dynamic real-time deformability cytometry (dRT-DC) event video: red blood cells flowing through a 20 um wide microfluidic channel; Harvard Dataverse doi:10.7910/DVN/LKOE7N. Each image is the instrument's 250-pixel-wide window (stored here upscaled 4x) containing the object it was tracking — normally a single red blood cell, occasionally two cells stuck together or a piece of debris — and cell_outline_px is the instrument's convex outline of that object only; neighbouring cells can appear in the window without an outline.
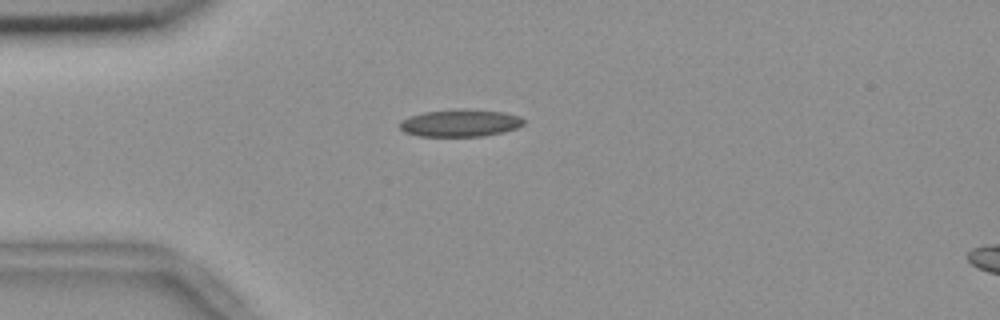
{"species": "common noctule bat (a hibernating species)", "species_latin": "Nyctalus noctula", "temperature_condition": "room temperature", "stored_images_in_passage": 5, "camera_frame_rate_fps": 3000, "um_per_image_px": 0.085, "animal": {"sex": "female", "body_mass_g": 18.4}, "frame": {"image": 1, "passage_image": 1, "time_ms": 0.0, "image_size_px": [1000, 320], "cell_outline_px": [[524, 124], [516, 128], [504, 132], [484, 136], [420, 136], [404, 132], [400, 128], [400, 120], [424, 112], [456, 108], [464, 108], [504, 112], [520, 116], [524, 120]], "centroid_in_image_um": [39.14, 10.44], "position_along_channel_um": 45.9, "area_um2": 19.88}}
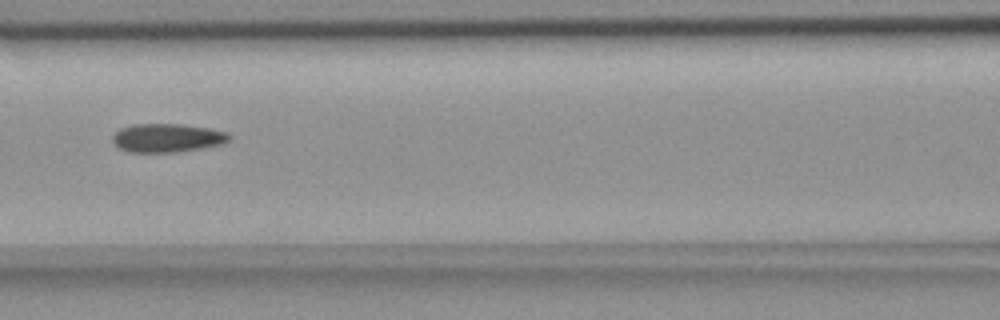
{"frame": {"image": 2, "passage_image": 4, "time_ms": 1.0, "image_size_px": [1000, 320], "cell_outline_px": [[232, 136], [224, 144], [176, 152], [128, 152], [116, 148], [112, 140], [112, 136], [120, 128], [132, 124], [184, 124], [208, 128], [228, 132]], "centroid_in_image_um": [14.19, 11.72], "position_along_channel_um": 152.4, "area_um2": 19.65}}
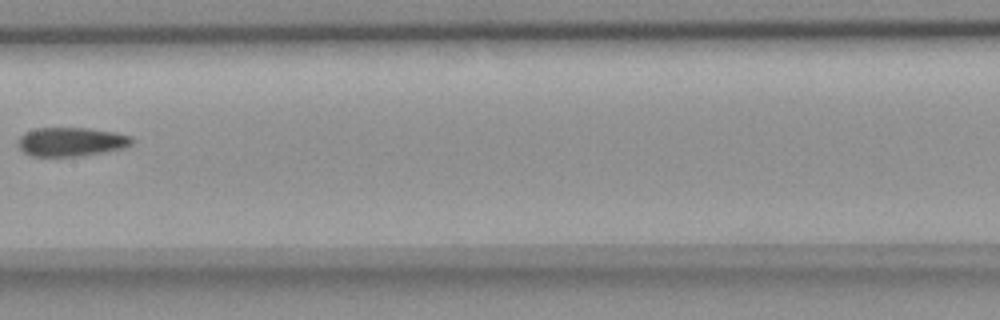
{"frame": {"image": 3, "passage_image": 5, "time_ms": 1.333, "image_size_px": [1000, 320], "cell_outline_px": [[136, 140], [132, 144], [124, 148], [104, 152], [76, 156], [32, 156], [24, 152], [16, 144], [16, 140], [24, 132], [36, 128], [88, 128], [116, 132], [132, 136]], "centroid_in_image_um": [6.06, 12.04], "position_along_channel_um": 201.3, "area_um2": 19.42}}